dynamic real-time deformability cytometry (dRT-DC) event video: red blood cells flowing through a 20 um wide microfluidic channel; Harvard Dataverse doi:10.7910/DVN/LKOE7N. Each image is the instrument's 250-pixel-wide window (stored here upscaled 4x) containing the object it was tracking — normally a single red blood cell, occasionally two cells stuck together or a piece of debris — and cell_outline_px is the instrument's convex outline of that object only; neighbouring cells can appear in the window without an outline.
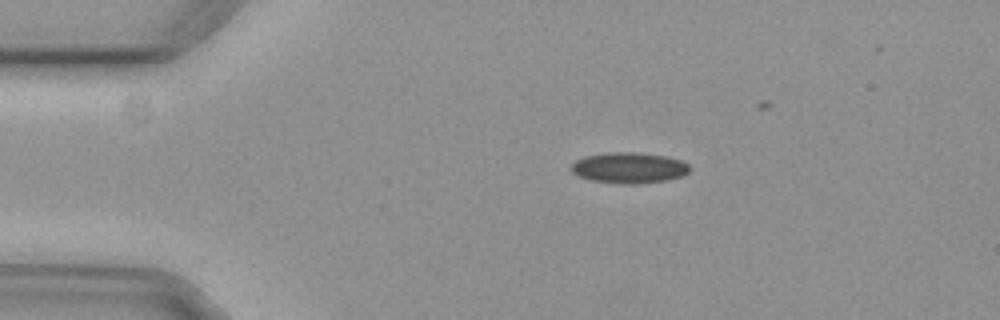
{"species": "common noctule bat (a hibernating species)", "species_latin": "Nyctalus noctula", "temperature_condition": "cold", "stored_images_in_passage": 5, "camera_frame_rate_fps": 3000, "um_per_image_px": 0.085, "animal": {"sex": "female", "body_mass_g": 29.2, "forearm_length_mm": 56.3}, "frame": {"image": 1, "passage_image": 1, "time_ms": 0.0, "image_size_px": [1000, 320], "cell_outline_px": [[692, 168], [684, 176], [668, 180], [632, 184], [624, 184], [592, 180], [580, 176], [572, 172], [572, 164], [576, 160], [584, 156], [608, 152], [636, 152], [668, 156], [680, 160], [688, 164]], "centroid_in_image_um": [53.52, 14.25], "position_along_channel_um": 31.5, "area_um2": 21.33}}
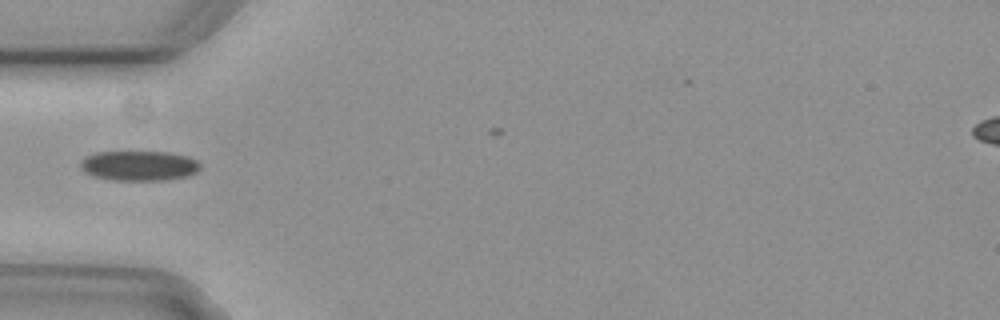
{"frame": {"image": 2, "passage_image": 3, "time_ms": 0.667, "image_size_px": [1000, 320], "cell_outline_px": [[200, 168], [196, 172], [188, 176], [164, 180], [112, 180], [92, 176], [84, 172], [80, 168], [80, 160], [96, 152], [168, 152], [188, 156], [196, 160], [200, 164]], "centroid_in_image_um": [11.8, 14.09], "position_along_channel_um": 73.2, "area_um2": 20.98}}
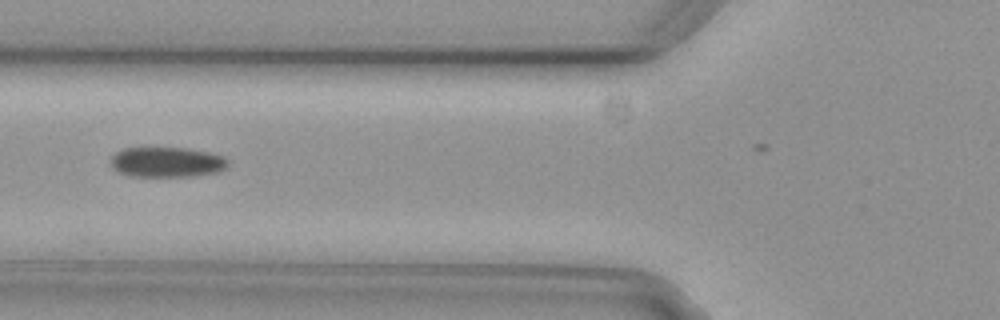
{"frame": {"image": 3, "passage_image": 4, "time_ms": 1.0, "image_size_px": [1000, 320], "cell_outline_px": [[228, 164], [224, 168], [216, 172], [192, 176], [128, 176], [112, 168], [112, 156], [116, 152], [124, 148], [188, 148], [208, 152], [224, 156], [228, 160]], "centroid_in_image_um": [14.18, 13.77], "position_along_channel_um": 111.6, "area_um2": 20.46}}